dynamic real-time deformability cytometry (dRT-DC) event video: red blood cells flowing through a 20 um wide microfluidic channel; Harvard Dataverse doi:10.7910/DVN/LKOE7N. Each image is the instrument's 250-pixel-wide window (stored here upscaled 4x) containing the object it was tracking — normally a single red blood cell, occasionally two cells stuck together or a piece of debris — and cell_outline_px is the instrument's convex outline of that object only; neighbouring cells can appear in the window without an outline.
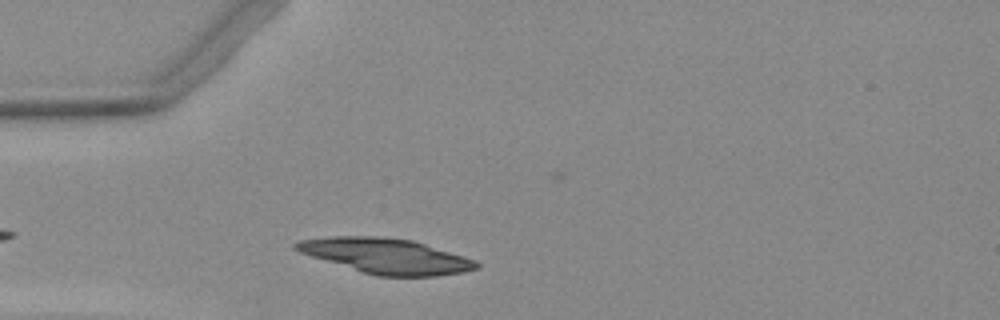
{"species": "Egyptian fruit bat (a non-hibernating species)", "species_latin": "Rousettus aegyptiacus", "temperature_condition": "warm", "stored_images_in_passage": 33, "camera_frame_rate_fps": 3000, "um_per_image_px": 0.085, "animal": {"sex": "female"}, "frame": {"image": 1, "passage_image": 5, "time_ms": 1.333, "image_size_px": [1000, 320], "cell_outline_px": [[480, 268], [464, 272], [436, 276], [376, 276], [312, 256], [300, 252], [292, 248], [292, 244], [300, 240], [332, 236], [384, 236], [412, 240], [476, 260], [480, 264]], "centroid_in_image_um": [32.83, 21.75], "position_along_channel_um": 52.2, "area_um2": 36.76}}